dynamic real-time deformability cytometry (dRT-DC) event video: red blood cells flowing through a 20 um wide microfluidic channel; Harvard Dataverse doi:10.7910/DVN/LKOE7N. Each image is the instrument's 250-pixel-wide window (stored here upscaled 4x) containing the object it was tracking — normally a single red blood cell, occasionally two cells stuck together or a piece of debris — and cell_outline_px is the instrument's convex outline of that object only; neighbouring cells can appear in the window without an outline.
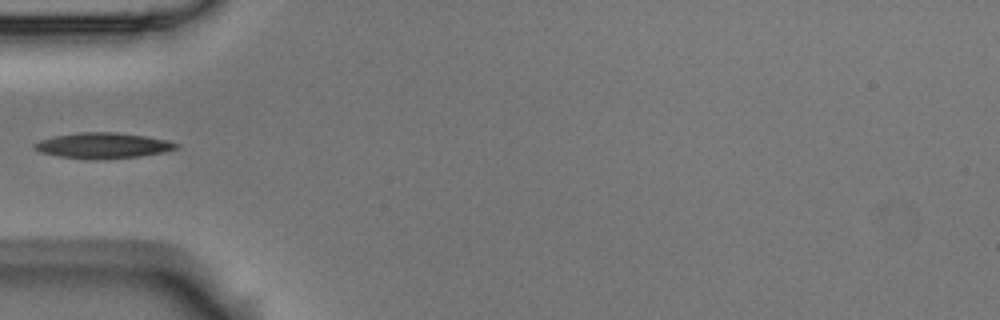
{"species": "Egyptian fruit bat (a non-hibernating species)", "species_latin": "Rousettus aegyptiacus", "temperature_condition": "room temperature", "stored_images_in_passage": 5, "camera_frame_rate_fps": 3000, "um_per_image_px": 0.085, "animal": {"sex": "male"}, "frame": {"image": 1, "passage_image": 5, "time_ms": 1.333, "image_size_px": [1000, 320], "cell_outline_px": [[180, 148], [140, 156], [60, 156], [40, 152], [32, 148], [32, 144], [40, 140], [52, 136], [80, 132], [116, 132], [144, 136], [168, 140], [180, 144]], "centroid_in_image_um": [8.74, 12.31], "position_along_channel_um": 76.3, "area_um2": 20.06}}